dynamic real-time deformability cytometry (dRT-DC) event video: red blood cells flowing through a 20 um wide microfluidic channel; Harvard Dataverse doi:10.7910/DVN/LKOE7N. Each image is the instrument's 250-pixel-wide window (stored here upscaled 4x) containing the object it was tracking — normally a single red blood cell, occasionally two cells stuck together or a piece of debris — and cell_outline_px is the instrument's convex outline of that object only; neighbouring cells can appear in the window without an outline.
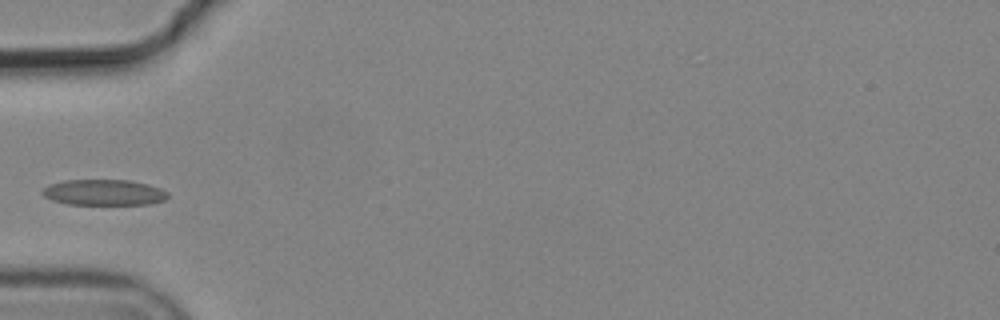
{"species": "common noctule bat (a hibernating species)", "species_latin": "Nyctalus noctula", "temperature_condition": "cold", "stored_images_in_passage": 4, "camera_frame_rate_fps": 3000, "um_per_image_px": 0.085, "animal": {"sex": "male", "body_mass_g": 19.2, "forearm_length_mm": 51.8}, "frame": {"image": 1, "passage_image": 4, "time_ms": 1.0, "image_size_px": [1000, 320], "cell_outline_px": [[168, 196], [164, 200], [148, 204], [68, 204], [52, 200], [44, 196], [40, 192], [44, 188], [52, 184], [64, 180], [128, 180], [148, 184], [160, 188], [168, 192]], "centroid_in_image_um": [8.83, 16.35], "position_along_channel_um": 76.2, "area_um2": 18.73}}